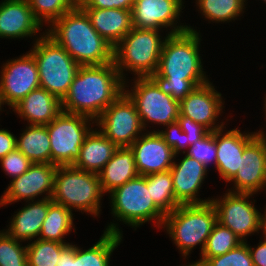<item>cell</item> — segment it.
Returning <instances> with one entry per match:
<instances>
[{"mask_svg": "<svg viewBox=\"0 0 266 266\" xmlns=\"http://www.w3.org/2000/svg\"><path fill=\"white\" fill-rule=\"evenodd\" d=\"M200 37L190 25L184 32L166 33L158 70L149 76L163 93L179 102L209 81L202 68Z\"/></svg>", "mask_w": 266, "mask_h": 266, "instance_id": "1", "label": "cell"}, {"mask_svg": "<svg viewBox=\"0 0 266 266\" xmlns=\"http://www.w3.org/2000/svg\"><path fill=\"white\" fill-rule=\"evenodd\" d=\"M124 83L114 61L80 66L67 95L61 101L62 111L84 115L95 121L124 92Z\"/></svg>", "mask_w": 266, "mask_h": 266, "instance_id": "2", "label": "cell"}, {"mask_svg": "<svg viewBox=\"0 0 266 266\" xmlns=\"http://www.w3.org/2000/svg\"><path fill=\"white\" fill-rule=\"evenodd\" d=\"M46 30L80 66L114 61V47L99 35L79 5L55 20Z\"/></svg>", "mask_w": 266, "mask_h": 266, "instance_id": "3", "label": "cell"}, {"mask_svg": "<svg viewBox=\"0 0 266 266\" xmlns=\"http://www.w3.org/2000/svg\"><path fill=\"white\" fill-rule=\"evenodd\" d=\"M217 222V212L211 201L180 204L165 216L162 228H166L167 234L186 258L197 245H201V255Z\"/></svg>", "mask_w": 266, "mask_h": 266, "instance_id": "4", "label": "cell"}, {"mask_svg": "<svg viewBox=\"0 0 266 266\" xmlns=\"http://www.w3.org/2000/svg\"><path fill=\"white\" fill-rule=\"evenodd\" d=\"M99 175L74 167H57L54 178V190L51 200L69 210L76 209L97 217L101 211V199L104 196Z\"/></svg>", "mask_w": 266, "mask_h": 266, "instance_id": "5", "label": "cell"}, {"mask_svg": "<svg viewBox=\"0 0 266 266\" xmlns=\"http://www.w3.org/2000/svg\"><path fill=\"white\" fill-rule=\"evenodd\" d=\"M160 30L132 28L114 47V63L126 82L123 72L130 71L137 77H149L157 72L163 45Z\"/></svg>", "mask_w": 266, "mask_h": 266, "instance_id": "6", "label": "cell"}, {"mask_svg": "<svg viewBox=\"0 0 266 266\" xmlns=\"http://www.w3.org/2000/svg\"><path fill=\"white\" fill-rule=\"evenodd\" d=\"M42 34L30 49L38 68L40 87L62 101L80 65L46 32Z\"/></svg>", "mask_w": 266, "mask_h": 266, "instance_id": "7", "label": "cell"}, {"mask_svg": "<svg viewBox=\"0 0 266 266\" xmlns=\"http://www.w3.org/2000/svg\"><path fill=\"white\" fill-rule=\"evenodd\" d=\"M109 195L111 213L117 217V221H123L136 229L143 223L154 220L155 226L162 227L166 215L153 202L145 176L138 175Z\"/></svg>", "mask_w": 266, "mask_h": 266, "instance_id": "8", "label": "cell"}, {"mask_svg": "<svg viewBox=\"0 0 266 266\" xmlns=\"http://www.w3.org/2000/svg\"><path fill=\"white\" fill-rule=\"evenodd\" d=\"M92 121V123H91ZM95 121L84 115L61 112L46 125L51 149V164L73 165L80 155L86 135ZM90 126V127H89Z\"/></svg>", "mask_w": 266, "mask_h": 266, "instance_id": "9", "label": "cell"}, {"mask_svg": "<svg viewBox=\"0 0 266 266\" xmlns=\"http://www.w3.org/2000/svg\"><path fill=\"white\" fill-rule=\"evenodd\" d=\"M133 81L131 90L126 85L129 82L124 83V92L134 102L145 131L150 122L164 127L177 122L179 101L163 93L149 77H135Z\"/></svg>", "mask_w": 266, "mask_h": 266, "instance_id": "10", "label": "cell"}, {"mask_svg": "<svg viewBox=\"0 0 266 266\" xmlns=\"http://www.w3.org/2000/svg\"><path fill=\"white\" fill-rule=\"evenodd\" d=\"M95 123L117 147H130L144 131L136 106L125 92L102 112Z\"/></svg>", "mask_w": 266, "mask_h": 266, "instance_id": "11", "label": "cell"}, {"mask_svg": "<svg viewBox=\"0 0 266 266\" xmlns=\"http://www.w3.org/2000/svg\"><path fill=\"white\" fill-rule=\"evenodd\" d=\"M221 198H213L211 203L217 212V221L230 229L242 242L247 236L262 231V215L255 208L252 193H224Z\"/></svg>", "mask_w": 266, "mask_h": 266, "instance_id": "12", "label": "cell"}, {"mask_svg": "<svg viewBox=\"0 0 266 266\" xmlns=\"http://www.w3.org/2000/svg\"><path fill=\"white\" fill-rule=\"evenodd\" d=\"M1 67L0 92L3 102L11 109L32 90L40 87L38 68L30 51Z\"/></svg>", "mask_w": 266, "mask_h": 266, "instance_id": "13", "label": "cell"}, {"mask_svg": "<svg viewBox=\"0 0 266 266\" xmlns=\"http://www.w3.org/2000/svg\"><path fill=\"white\" fill-rule=\"evenodd\" d=\"M57 167L50 163H32L26 172L10 181L0 197V206L21 200L35 201V198L45 193L43 199L51 198Z\"/></svg>", "mask_w": 266, "mask_h": 266, "instance_id": "14", "label": "cell"}, {"mask_svg": "<svg viewBox=\"0 0 266 266\" xmlns=\"http://www.w3.org/2000/svg\"><path fill=\"white\" fill-rule=\"evenodd\" d=\"M183 4V0H134L131 10L133 27L154 30L170 27L169 34L184 32L188 26L178 24Z\"/></svg>", "mask_w": 266, "mask_h": 266, "instance_id": "15", "label": "cell"}, {"mask_svg": "<svg viewBox=\"0 0 266 266\" xmlns=\"http://www.w3.org/2000/svg\"><path fill=\"white\" fill-rule=\"evenodd\" d=\"M222 94L215 90L213 84L207 83L197 86L182 101L179 102L180 115L191 118L196 123L215 131L224 126V122L217 124L224 102Z\"/></svg>", "mask_w": 266, "mask_h": 266, "instance_id": "16", "label": "cell"}, {"mask_svg": "<svg viewBox=\"0 0 266 266\" xmlns=\"http://www.w3.org/2000/svg\"><path fill=\"white\" fill-rule=\"evenodd\" d=\"M233 182L232 193L256 194L266 183V145L256 136L245 148L240 157L239 169L229 181Z\"/></svg>", "mask_w": 266, "mask_h": 266, "instance_id": "17", "label": "cell"}, {"mask_svg": "<svg viewBox=\"0 0 266 266\" xmlns=\"http://www.w3.org/2000/svg\"><path fill=\"white\" fill-rule=\"evenodd\" d=\"M130 148L137 172L143 176L170 170L177 156L156 130L144 132Z\"/></svg>", "mask_w": 266, "mask_h": 266, "instance_id": "18", "label": "cell"}, {"mask_svg": "<svg viewBox=\"0 0 266 266\" xmlns=\"http://www.w3.org/2000/svg\"><path fill=\"white\" fill-rule=\"evenodd\" d=\"M175 199L180 204H203L211 199L198 198L208 169L199 161L185 155L181 161H174L170 168Z\"/></svg>", "mask_w": 266, "mask_h": 266, "instance_id": "19", "label": "cell"}, {"mask_svg": "<svg viewBox=\"0 0 266 266\" xmlns=\"http://www.w3.org/2000/svg\"><path fill=\"white\" fill-rule=\"evenodd\" d=\"M225 127L215 130L217 148L216 170L224 181L229 182L239 169L244 148L257 136L254 132L242 133L235 128L224 132Z\"/></svg>", "mask_w": 266, "mask_h": 266, "instance_id": "20", "label": "cell"}, {"mask_svg": "<svg viewBox=\"0 0 266 266\" xmlns=\"http://www.w3.org/2000/svg\"><path fill=\"white\" fill-rule=\"evenodd\" d=\"M28 0H2L0 2V38L20 39L36 36L42 31Z\"/></svg>", "mask_w": 266, "mask_h": 266, "instance_id": "21", "label": "cell"}, {"mask_svg": "<svg viewBox=\"0 0 266 266\" xmlns=\"http://www.w3.org/2000/svg\"><path fill=\"white\" fill-rule=\"evenodd\" d=\"M12 109L29 125H47L62 112L61 101L41 87L32 90Z\"/></svg>", "mask_w": 266, "mask_h": 266, "instance_id": "22", "label": "cell"}, {"mask_svg": "<svg viewBox=\"0 0 266 266\" xmlns=\"http://www.w3.org/2000/svg\"><path fill=\"white\" fill-rule=\"evenodd\" d=\"M92 26L109 44L115 47L133 28L131 10L82 8Z\"/></svg>", "mask_w": 266, "mask_h": 266, "instance_id": "23", "label": "cell"}, {"mask_svg": "<svg viewBox=\"0 0 266 266\" xmlns=\"http://www.w3.org/2000/svg\"><path fill=\"white\" fill-rule=\"evenodd\" d=\"M49 209V199L27 201L21 210L15 212L9 222L8 230H4L15 240L31 242L39 238L42 224L46 218ZM38 236V237H37Z\"/></svg>", "mask_w": 266, "mask_h": 266, "instance_id": "24", "label": "cell"}, {"mask_svg": "<svg viewBox=\"0 0 266 266\" xmlns=\"http://www.w3.org/2000/svg\"><path fill=\"white\" fill-rule=\"evenodd\" d=\"M118 147L99 130L93 128L86 135L80 148V155L73 166L98 174L112 158Z\"/></svg>", "mask_w": 266, "mask_h": 266, "instance_id": "25", "label": "cell"}, {"mask_svg": "<svg viewBox=\"0 0 266 266\" xmlns=\"http://www.w3.org/2000/svg\"><path fill=\"white\" fill-rule=\"evenodd\" d=\"M117 224L111 222L96 244L87 250L74 244L73 266H110L113 251L123 241L122 230Z\"/></svg>", "mask_w": 266, "mask_h": 266, "instance_id": "26", "label": "cell"}, {"mask_svg": "<svg viewBox=\"0 0 266 266\" xmlns=\"http://www.w3.org/2000/svg\"><path fill=\"white\" fill-rule=\"evenodd\" d=\"M98 175L105 194L137 177L139 174L133 150L130 147H118Z\"/></svg>", "mask_w": 266, "mask_h": 266, "instance_id": "27", "label": "cell"}, {"mask_svg": "<svg viewBox=\"0 0 266 266\" xmlns=\"http://www.w3.org/2000/svg\"><path fill=\"white\" fill-rule=\"evenodd\" d=\"M19 138H16V148L32 163H50V138L46 125L26 126Z\"/></svg>", "mask_w": 266, "mask_h": 266, "instance_id": "28", "label": "cell"}, {"mask_svg": "<svg viewBox=\"0 0 266 266\" xmlns=\"http://www.w3.org/2000/svg\"><path fill=\"white\" fill-rule=\"evenodd\" d=\"M73 213L63 205L57 204L49 198V209L42 224L39 238L46 241H55L71 244L63 240L74 228Z\"/></svg>", "mask_w": 266, "mask_h": 266, "instance_id": "29", "label": "cell"}, {"mask_svg": "<svg viewBox=\"0 0 266 266\" xmlns=\"http://www.w3.org/2000/svg\"><path fill=\"white\" fill-rule=\"evenodd\" d=\"M145 178L153 202L165 215L180 205L175 199L170 170L149 174Z\"/></svg>", "mask_w": 266, "mask_h": 266, "instance_id": "30", "label": "cell"}, {"mask_svg": "<svg viewBox=\"0 0 266 266\" xmlns=\"http://www.w3.org/2000/svg\"><path fill=\"white\" fill-rule=\"evenodd\" d=\"M246 0H196L201 14L211 22H230L246 9Z\"/></svg>", "mask_w": 266, "mask_h": 266, "instance_id": "31", "label": "cell"}, {"mask_svg": "<svg viewBox=\"0 0 266 266\" xmlns=\"http://www.w3.org/2000/svg\"><path fill=\"white\" fill-rule=\"evenodd\" d=\"M69 244L36 239L26 245L28 266H56L61 252Z\"/></svg>", "mask_w": 266, "mask_h": 266, "instance_id": "32", "label": "cell"}, {"mask_svg": "<svg viewBox=\"0 0 266 266\" xmlns=\"http://www.w3.org/2000/svg\"><path fill=\"white\" fill-rule=\"evenodd\" d=\"M241 243L242 241L230 229L217 222L200 257L213 258L224 255Z\"/></svg>", "mask_w": 266, "mask_h": 266, "instance_id": "33", "label": "cell"}, {"mask_svg": "<svg viewBox=\"0 0 266 266\" xmlns=\"http://www.w3.org/2000/svg\"><path fill=\"white\" fill-rule=\"evenodd\" d=\"M28 3L42 26L44 23L51 25L76 6L71 0H28Z\"/></svg>", "mask_w": 266, "mask_h": 266, "instance_id": "34", "label": "cell"}, {"mask_svg": "<svg viewBox=\"0 0 266 266\" xmlns=\"http://www.w3.org/2000/svg\"><path fill=\"white\" fill-rule=\"evenodd\" d=\"M0 231V266H28L27 247Z\"/></svg>", "mask_w": 266, "mask_h": 266, "instance_id": "35", "label": "cell"}, {"mask_svg": "<svg viewBox=\"0 0 266 266\" xmlns=\"http://www.w3.org/2000/svg\"><path fill=\"white\" fill-rule=\"evenodd\" d=\"M204 266H253L247 240L224 255L198 260Z\"/></svg>", "mask_w": 266, "mask_h": 266, "instance_id": "36", "label": "cell"}, {"mask_svg": "<svg viewBox=\"0 0 266 266\" xmlns=\"http://www.w3.org/2000/svg\"><path fill=\"white\" fill-rule=\"evenodd\" d=\"M194 158L195 160L201 162L207 169L208 165L213 164L216 166V140H215V131H210L202 139L197 140L194 144L189 146V149L185 154Z\"/></svg>", "mask_w": 266, "mask_h": 266, "instance_id": "37", "label": "cell"}, {"mask_svg": "<svg viewBox=\"0 0 266 266\" xmlns=\"http://www.w3.org/2000/svg\"><path fill=\"white\" fill-rule=\"evenodd\" d=\"M5 174L16 178L28 170L32 162L17 148L0 159Z\"/></svg>", "mask_w": 266, "mask_h": 266, "instance_id": "38", "label": "cell"}, {"mask_svg": "<svg viewBox=\"0 0 266 266\" xmlns=\"http://www.w3.org/2000/svg\"><path fill=\"white\" fill-rule=\"evenodd\" d=\"M166 129L157 130L158 133L162 136L164 141L172 148L173 152L177 155L186 152V149H189V141H187V134L182 131L178 122H174L172 124L166 125Z\"/></svg>", "mask_w": 266, "mask_h": 266, "instance_id": "39", "label": "cell"}, {"mask_svg": "<svg viewBox=\"0 0 266 266\" xmlns=\"http://www.w3.org/2000/svg\"><path fill=\"white\" fill-rule=\"evenodd\" d=\"M177 122L180 125L183 132L187 134V141H189V146L194 144L197 140L202 139L210 131L203 125L196 123L191 118L182 116L179 114Z\"/></svg>", "mask_w": 266, "mask_h": 266, "instance_id": "40", "label": "cell"}, {"mask_svg": "<svg viewBox=\"0 0 266 266\" xmlns=\"http://www.w3.org/2000/svg\"><path fill=\"white\" fill-rule=\"evenodd\" d=\"M133 3L134 0H84L79 6L81 8H117L132 10Z\"/></svg>", "mask_w": 266, "mask_h": 266, "instance_id": "41", "label": "cell"}, {"mask_svg": "<svg viewBox=\"0 0 266 266\" xmlns=\"http://www.w3.org/2000/svg\"><path fill=\"white\" fill-rule=\"evenodd\" d=\"M16 138L7 129H0V159L16 149Z\"/></svg>", "mask_w": 266, "mask_h": 266, "instance_id": "42", "label": "cell"}, {"mask_svg": "<svg viewBox=\"0 0 266 266\" xmlns=\"http://www.w3.org/2000/svg\"><path fill=\"white\" fill-rule=\"evenodd\" d=\"M263 237H261L263 241H260L258 243L257 248H251V246L248 245L251 259L253 261V266H266V237Z\"/></svg>", "mask_w": 266, "mask_h": 266, "instance_id": "43", "label": "cell"}, {"mask_svg": "<svg viewBox=\"0 0 266 266\" xmlns=\"http://www.w3.org/2000/svg\"><path fill=\"white\" fill-rule=\"evenodd\" d=\"M69 244L60 255V259H57L56 266H73L74 245Z\"/></svg>", "mask_w": 266, "mask_h": 266, "instance_id": "44", "label": "cell"}, {"mask_svg": "<svg viewBox=\"0 0 266 266\" xmlns=\"http://www.w3.org/2000/svg\"><path fill=\"white\" fill-rule=\"evenodd\" d=\"M266 208V207H265ZM262 235L266 237V209L264 211V214H262Z\"/></svg>", "mask_w": 266, "mask_h": 266, "instance_id": "45", "label": "cell"}, {"mask_svg": "<svg viewBox=\"0 0 266 266\" xmlns=\"http://www.w3.org/2000/svg\"><path fill=\"white\" fill-rule=\"evenodd\" d=\"M263 129H261L260 131H256L255 133L258 135V136H260V138L265 142V145H266V132L264 133L263 131H262Z\"/></svg>", "mask_w": 266, "mask_h": 266, "instance_id": "46", "label": "cell"}, {"mask_svg": "<svg viewBox=\"0 0 266 266\" xmlns=\"http://www.w3.org/2000/svg\"><path fill=\"white\" fill-rule=\"evenodd\" d=\"M182 266H184V265H182ZM185 266H204V264L201 262L195 261V262L190 263L189 265H185Z\"/></svg>", "mask_w": 266, "mask_h": 266, "instance_id": "47", "label": "cell"}, {"mask_svg": "<svg viewBox=\"0 0 266 266\" xmlns=\"http://www.w3.org/2000/svg\"><path fill=\"white\" fill-rule=\"evenodd\" d=\"M75 5H80L84 0H71Z\"/></svg>", "mask_w": 266, "mask_h": 266, "instance_id": "48", "label": "cell"}, {"mask_svg": "<svg viewBox=\"0 0 266 266\" xmlns=\"http://www.w3.org/2000/svg\"><path fill=\"white\" fill-rule=\"evenodd\" d=\"M4 105V102H3V99H2V96H1V92H0V111H2V107Z\"/></svg>", "mask_w": 266, "mask_h": 266, "instance_id": "49", "label": "cell"}, {"mask_svg": "<svg viewBox=\"0 0 266 266\" xmlns=\"http://www.w3.org/2000/svg\"><path fill=\"white\" fill-rule=\"evenodd\" d=\"M265 103H264V109H265V115H266V97H265V101H264ZM266 117V116H265Z\"/></svg>", "mask_w": 266, "mask_h": 266, "instance_id": "50", "label": "cell"}]
</instances>
